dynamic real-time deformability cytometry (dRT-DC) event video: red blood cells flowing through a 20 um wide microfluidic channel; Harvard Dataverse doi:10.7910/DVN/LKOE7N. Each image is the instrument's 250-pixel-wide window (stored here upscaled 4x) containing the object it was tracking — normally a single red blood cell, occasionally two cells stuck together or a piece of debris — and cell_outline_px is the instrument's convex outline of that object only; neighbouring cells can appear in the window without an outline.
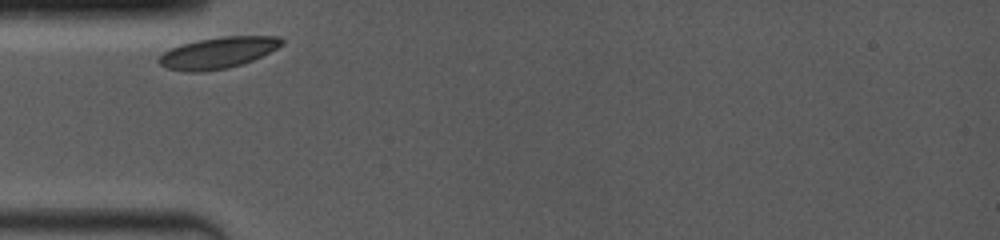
{"species": "common noctule bat (a hibernating species)", "species_latin": "Nyctalus noctula", "temperature_condition": "room temperature", "stored_images_in_passage": 4, "camera_frame_rate_fps": 4000, "um_per_image_px": 0.085, "animal": {"sex": "female", "body_mass_g": 19.0, "forearm_length_mm": 53.3}, "frame": {"image": 1, "passage_image": 1, "time_ms": 0.0, "image_size_px": [1000, 240], "cell_outline_px": [[284, 44], [252, 60], [228, 68], [204, 72], [184, 72], [164, 68], [156, 60], [164, 52], [180, 44], [196, 40], [220, 36], [280, 36], [284, 40]], "centroid_in_image_um": [18.48, 4.48], "position_along_channel_um": 66.5, "area_um2": 22.54}}
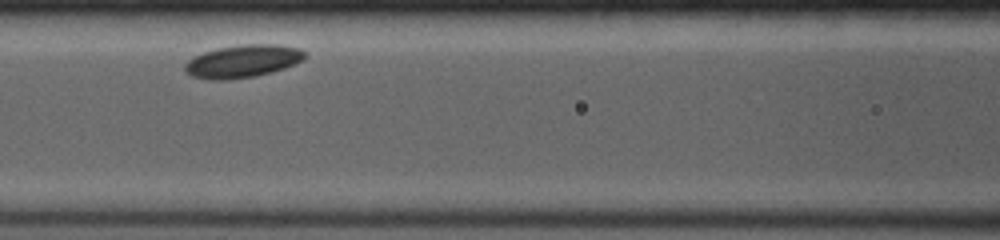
{"frame": {"image": 2, "passage_image": 3, "time_ms": 2.25, "image_size_px": [1000, 240], "cell_outline_px": [[308, 56], [304, 60], [284, 68], [272, 72], [252, 76], [224, 80], [208, 80], [192, 76], [184, 68], [184, 64], [188, 60], [204, 52], [220, 48], [240, 44], [280, 44], [300, 48]], "centroid_in_image_um": [20.67, 5.19], "position_along_channel_um": 145.9, "area_um2": 22.83}}
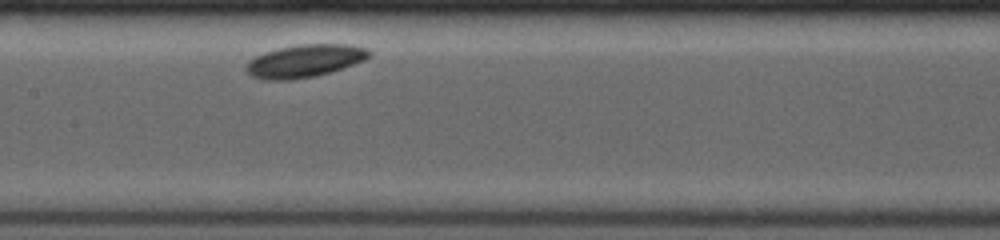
{"frame": {"image": 3, "passage_image": 4, "time_ms": 3.25, "image_size_px": [1000, 240], "cell_outline_px": [[372, 56], [364, 60], [316, 76], [292, 80], [264, 80], [252, 76], [244, 68], [248, 60], [264, 52], [296, 44], [348, 44], [368, 48], [372, 52]], "centroid_in_image_um": [25.89, 5.17], "position_along_channel_um": 181.5, "area_um2": 23.52}}